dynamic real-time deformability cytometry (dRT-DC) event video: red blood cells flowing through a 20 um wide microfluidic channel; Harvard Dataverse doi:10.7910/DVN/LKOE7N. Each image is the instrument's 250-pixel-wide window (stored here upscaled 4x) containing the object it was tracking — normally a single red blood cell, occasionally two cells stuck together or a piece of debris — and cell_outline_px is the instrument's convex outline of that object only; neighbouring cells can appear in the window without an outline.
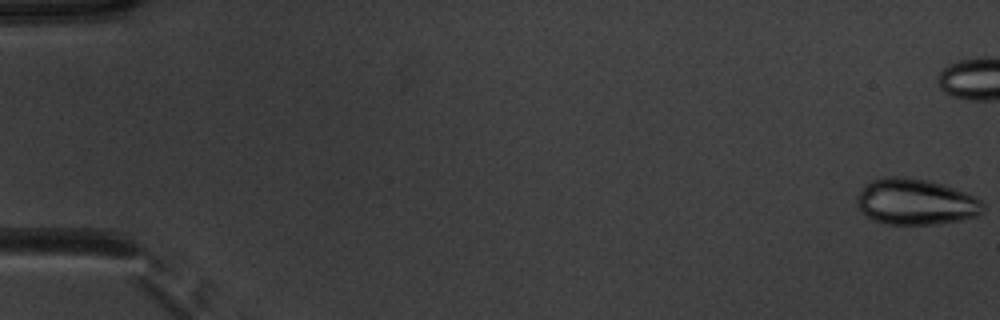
{"species": "common noctule bat (a hibernating species)", "species_latin": "Nyctalus noctula", "temperature_condition": "warm", "stored_images_in_passage": 17, "camera_frame_rate_fps": 3000, "um_per_image_px": 0.085, "animal": {"sex": "male", "body_mass_g": 20.1, "forearm_length_mm": 53.5}, "frame": {"image": 1, "passage_image": 1, "time_ms": 0.0, "image_size_px": [1000, 320], "cell_outline_px": [[984, 212], [976, 216], [960, 220], [940, 224], [888, 224], [872, 220], [856, 204], [856, 196], [872, 180], [880, 176], [904, 176], [928, 180], [944, 184], [976, 196], [984, 204]], "centroid_in_image_um": [77.86, 17.14], "position_along_channel_um": 7.1, "area_um2": 34.04}}